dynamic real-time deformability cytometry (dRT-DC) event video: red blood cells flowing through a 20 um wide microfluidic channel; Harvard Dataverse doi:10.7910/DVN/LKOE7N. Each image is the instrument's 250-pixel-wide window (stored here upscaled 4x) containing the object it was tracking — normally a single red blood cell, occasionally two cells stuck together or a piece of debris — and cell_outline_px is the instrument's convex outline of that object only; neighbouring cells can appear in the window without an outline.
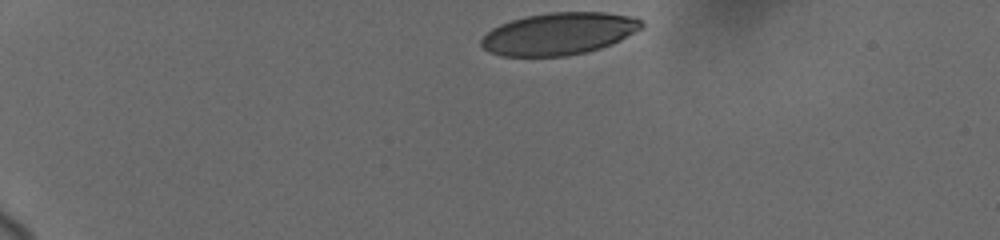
{"species": "human", "species_latin": "Homo sapiens", "temperature_condition": "cold", "stored_images_in_passage": 5, "camera_frame_rate_fps": 3000, "um_per_image_px": 0.085, "donor": {"sex": "female"}, "frame": {"image": 1, "passage_image": 1, "time_ms": 0.0, "image_size_px": [1000, 240], "cell_outline_px": [[644, 28], [612, 44], [600, 48], [584, 52], [564, 56], [500, 56], [488, 52], [480, 44], [480, 40], [492, 28], [500, 24], [512, 20], [528, 16], [548, 12], [604, 12], [632, 16], [644, 20]], "centroid_in_image_um": [47.54, 2.86], "position_along_channel_um": 37.5, "area_um2": 39.54}}
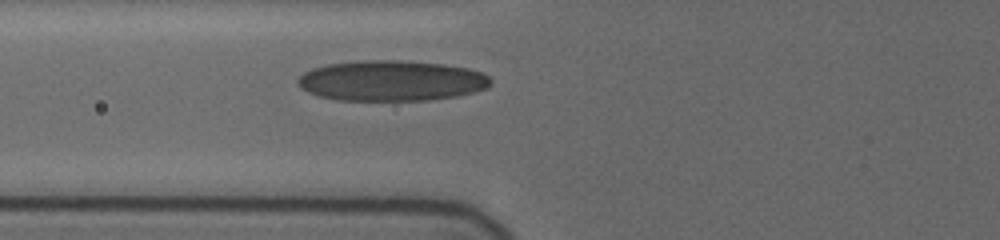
{"frame": {"image": 2, "passage_image": 5, "time_ms": 3.667, "image_size_px": [1000, 240], "cell_outline_px": [[492, 84], [488, 88], [456, 96], [428, 100], [336, 100], [320, 96], [308, 92], [300, 88], [296, 84], [296, 80], [304, 72], [312, 68], [328, 64], [364, 60], [400, 60], [444, 64], [468, 68], [484, 72], [492, 80]], "centroid_in_image_um": [33.28, 6.86], "position_along_channel_um": 92.5, "area_um2": 45.78}}